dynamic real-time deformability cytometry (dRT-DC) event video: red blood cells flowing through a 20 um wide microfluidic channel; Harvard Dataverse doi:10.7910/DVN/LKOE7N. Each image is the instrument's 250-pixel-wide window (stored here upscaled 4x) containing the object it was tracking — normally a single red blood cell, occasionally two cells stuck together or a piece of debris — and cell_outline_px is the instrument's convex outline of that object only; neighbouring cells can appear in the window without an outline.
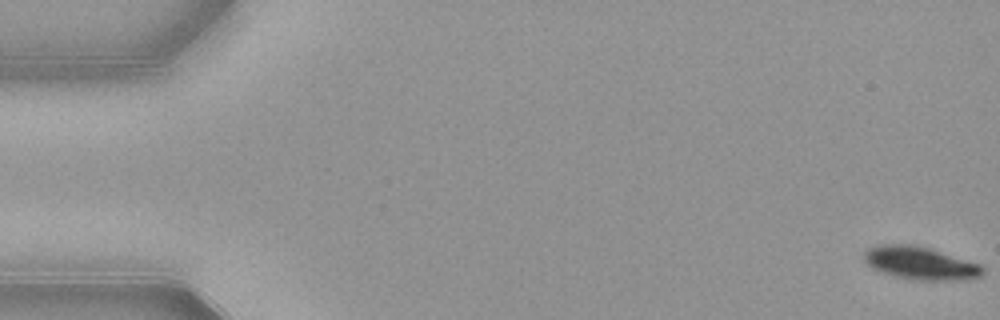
{"species": "common noctule bat (a hibernating species)", "species_latin": "Nyctalus noctula", "temperature_condition": "warm", "stored_images_in_passage": 55, "camera_frame_rate_fps": 3000, "um_per_image_px": 0.085, "animal": {"sex": "female", "body_mass_g": 21.9}, "frame": {"image": 1, "passage_image": 1, "time_ms": 0.0, "image_size_px": [1000, 320], "cell_outline_px": [[984, 276], [976, 280], [912, 280], [880, 272], [872, 268], [864, 260], [864, 252], [868, 248], [876, 244], [916, 244], [932, 248], [980, 264], [984, 268]], "centroid_in_image_um": [78.28, 22.37], "position_along_channel_um": 6.7, "area_um2": 23.35}}
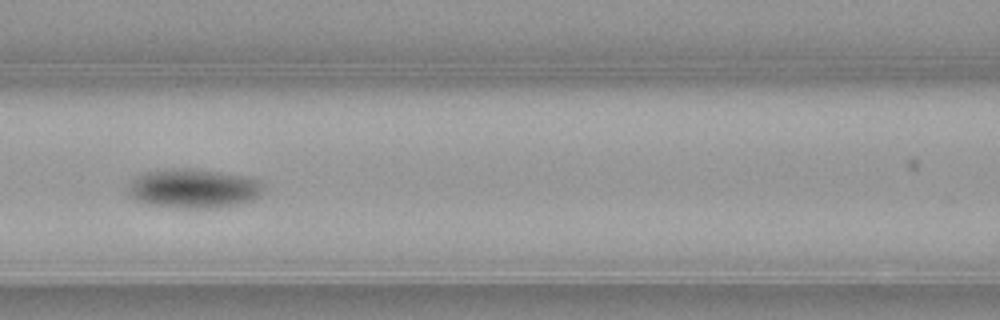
{"frame": {"image": 2, "passage_image": 24, "time_ms": 7.667, "image_size_px": [1000, 320], "cell_outline_px": [[264, 192], [260, 196], [252, 200], [220, 208], [188, 208], [148, 204], [132, 200], [128, 192], [128, 184], [136, 176], [148, 172], [176, 168], [196, 168], [244, 176], [260, 180], [264, 188]], "centroid_in_image_um": [16.46, 16.02], "position_along_channel_um": 150.1, "area_um2": 31.15}}
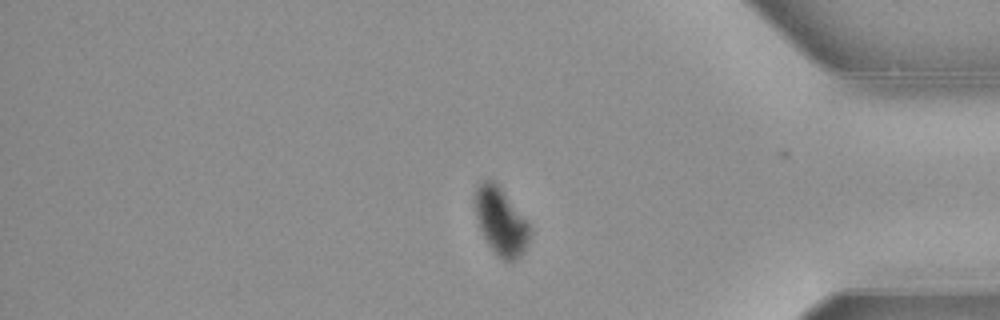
{"frame": {"image": 3, "passage_image": 45, "time_ms": 14.667, "image_size_px": [1000, 320], "cell_outline_px": [[532, 232], [528, 244], [524, 252], [516, 260], [508, 264], [496, 256], [488, 244], [480, 228], [476, 216], [472, 192], [480, 180], [492, 180], [500, 188], [528, 220], [532, 228]], "centroid_in_image_um": [42.58, 18.85], "position_along_channel_um": 392.6, "area_um2": 22.2}, "authors_computed_cell_mechanics": {"area_um2": 26.8192, "velocity_mm_per_s": 3.8497, "shape_relaxation_time_tau1_ms": 2.4464, "shape_relaxation_time_tau2_ms": null, "deformation_change_tau1": 0.1293, "deformation_change_tau2": null}}